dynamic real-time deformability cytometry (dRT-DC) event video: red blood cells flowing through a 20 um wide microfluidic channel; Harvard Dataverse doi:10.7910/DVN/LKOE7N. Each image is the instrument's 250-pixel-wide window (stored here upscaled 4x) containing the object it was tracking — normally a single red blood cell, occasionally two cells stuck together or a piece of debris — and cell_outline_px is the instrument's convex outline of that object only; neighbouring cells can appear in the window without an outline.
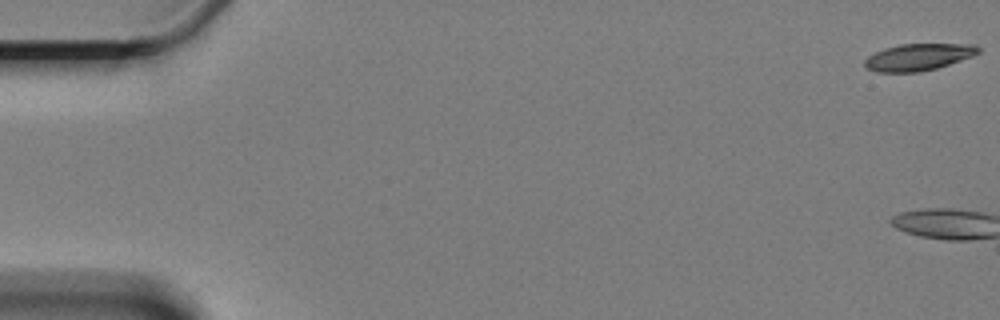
{"species": "Egyptian fruit bat (a non-hibernating species)", "species_latin": "Rousettus aegyptiacus", "temperature_condition": "cold", "stored_images_in_passage": 3, "camera_frame_rate_fps": 3000, "um_per_image_px": 0.085, "animal": {"sex": "female"}, "frame": {"image": 1, "passage_image": 1, "time_ms": 0.0, "image_size_px": [1000, 320], "cell_outline_px": [[980, 52], [972, 56], [936, 68], [920, 72], [876, 72], [868, 68], [864, 64], [864, 60], [868, 56], [884, 48], [900, 44], [976, 44], [980, 48]], "centroid_in_image_um": [78.06, 4.84], "position_along_channel_um": 6.9, "area_um2": 17.69}}